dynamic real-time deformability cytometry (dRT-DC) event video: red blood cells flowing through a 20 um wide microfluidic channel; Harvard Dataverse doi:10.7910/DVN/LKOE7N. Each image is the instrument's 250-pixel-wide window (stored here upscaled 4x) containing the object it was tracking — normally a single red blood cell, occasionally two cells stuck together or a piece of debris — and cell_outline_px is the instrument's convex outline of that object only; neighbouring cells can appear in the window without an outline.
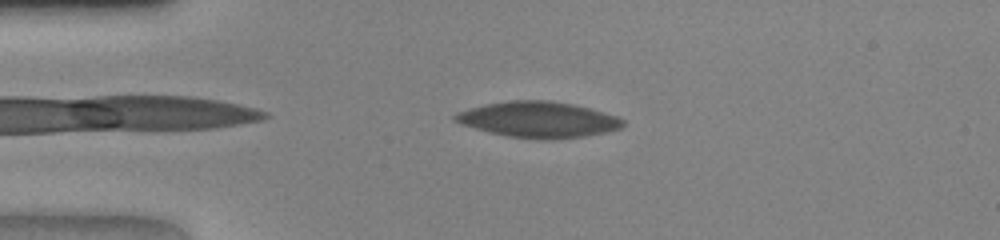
{"species": "human", "species_latin": "Homo sapiens", "temperature_condition": "warm", "stored_images_in_passage": 40, "camera_frame_rate_fps": 3000, "um_per_image_px": 0.085, "donor": {"sex": "female"}, "frame": {"image": 1, "passage_image": 3, "time_ms": 0.667, "image_size_px": [1000, 240], "cell_outline_px": [[624, 124], [620, 128], [608, 132], [584, 136], [552, 140], [536, 140], [508, 136], [488, 132], [460, 124], [452, 120], [452, 116], [456, 112], [468, 108], [508, 100], [548, 100], [572, 104], [604, 112], [616, 116], [624, 120]], "centroid_in_image_um": [45.72, 10.17], "position_along_channel_um": 39.3, "area_um2": 35.32}}
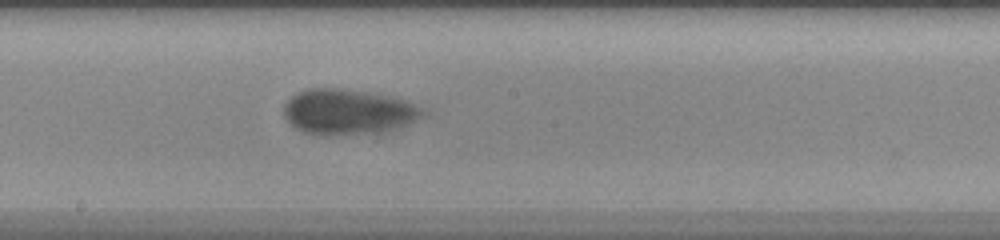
{"frame": {"image": 2, "passage_image": 18, "time_ms": 5.667, "image_size_px": [1000, 240], "cell_outline_px": [[432, 112], [428, 116], [420, 120], [372, 132], [328, 136], [316, 136], [304, 132], [296, 128], [284, 116], [284, 104], [296, 92], [308, 88], [340, 88], [388, 96], [408, 100], [420, 104], [428, 108]], "centroid_in_image_um": [29.65, 9.49], "position_along_channel_um": 218.6, "area_um2": 37.05}}
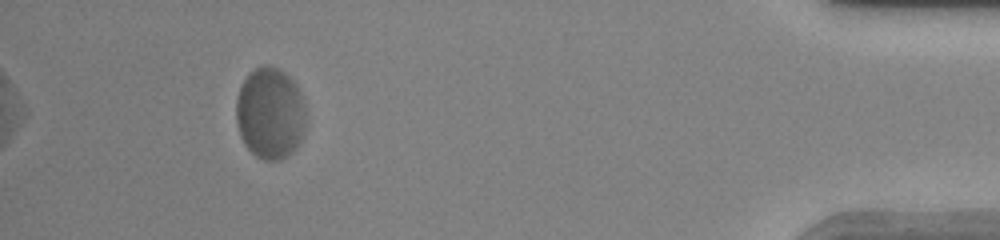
{"frame": {"image": 3, "passage_image": 36, "time_ms": 11.667, "image_size_px": [1000, 240], "cell_outline_px": [[304, 132], [296, 148], [288, 156], [280, 160], [264, 160], [256, 156], [244, 144], [240, 136], [236, 120], [236, 96], [240, 84], [256, 68], [264, 64], [268, 64], [284, 72], [296, 84], [304, 100]], "centroid_in_image_um": [22.95, 9.64], "position_along_channel_um": 412.3, "area_um2": 37.4}}